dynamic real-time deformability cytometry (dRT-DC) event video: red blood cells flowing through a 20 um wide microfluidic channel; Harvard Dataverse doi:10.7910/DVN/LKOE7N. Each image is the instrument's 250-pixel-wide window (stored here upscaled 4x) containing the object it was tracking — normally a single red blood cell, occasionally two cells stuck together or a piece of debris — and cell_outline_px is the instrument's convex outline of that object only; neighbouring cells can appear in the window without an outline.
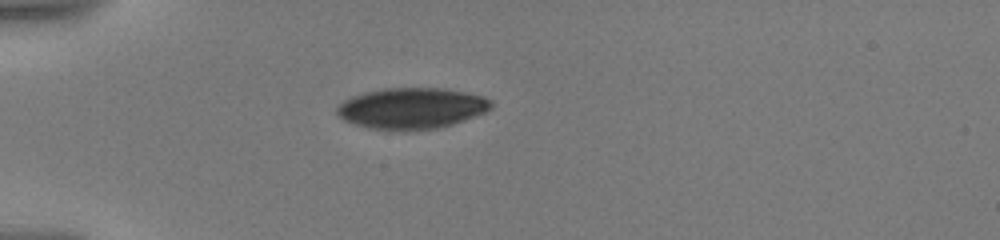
{"species": "human", "species_latin": "Homo sapiens", "temperature_condition": "warm", "stored_images_in_passage": 6, "camera_frame_rate_fps": 3000, "um_per_image_px": 0.085, "donor": {"sex": "male"}, "frame": {"image": 1, "passage_image": 1, "time_ms": 0.0, "image_size_px": [1000, 240], "cell_outline_px": [[492, 108], [484, 112], [452, 124], [436, 128], [368, 128], [352, 124], [344, 120], [336, 112], [336, 108], [344, 100], [352, 96], [364, 92], [384, 88], [444, 88], [484, 96], [492, 100]], "centroid_in_image_um": [34.98, 9.17], "position_along_channel_um": 50.0, "area_um2": 36.18}}
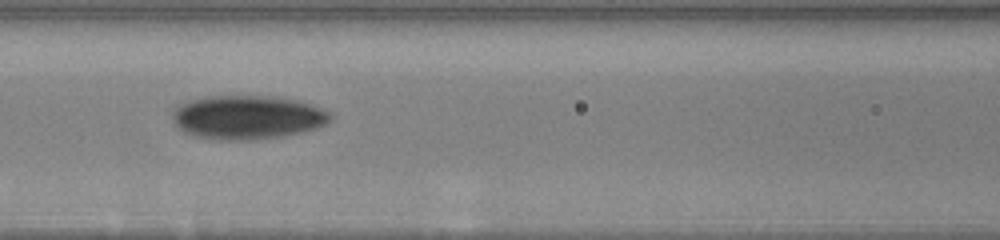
{"frame": {"image": 2, "passage_image": 4, "time_ms": 3.333, "image_size_px": [1000, 240], "cell_outline_px": [[332, 116], [324, 124], [316, 128], [284, 136], [252, 140], [212, 140], [196, 136], [184, 132], [172, 120], [172, 116], [176, 108], [180, 104], [192, 100], [208, 96], [280, 96], [312, 104], [328, 112]], "centroid_in_image_um": [21.02, 9.97], "position_along_channel_um": 145.6, "area_um2": 40.29}}
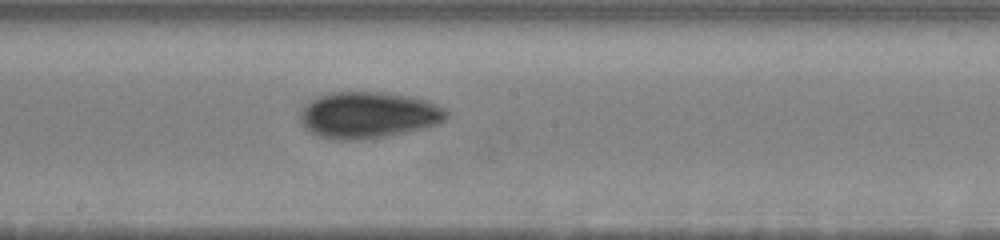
{"frame": {"image": 3, "passage_image": 6, "time_ms": 5.333, "image_size_px": [1000, 240], "cell_outline_px": [[448, 116], [440, 124], [424, 128], [384, 136], [360, 140], [340, 140], [320, 136], [304, 128], [300, 120], [300, 112], [312, 100], [328, 92], [388, 92], [412, 96], [428, 100], [444, 108], [448, 112]], "centroid_in_image_um": [31.35, 9.77], "position_along_channel_um": 216.9, "area_um2": 39.59}}